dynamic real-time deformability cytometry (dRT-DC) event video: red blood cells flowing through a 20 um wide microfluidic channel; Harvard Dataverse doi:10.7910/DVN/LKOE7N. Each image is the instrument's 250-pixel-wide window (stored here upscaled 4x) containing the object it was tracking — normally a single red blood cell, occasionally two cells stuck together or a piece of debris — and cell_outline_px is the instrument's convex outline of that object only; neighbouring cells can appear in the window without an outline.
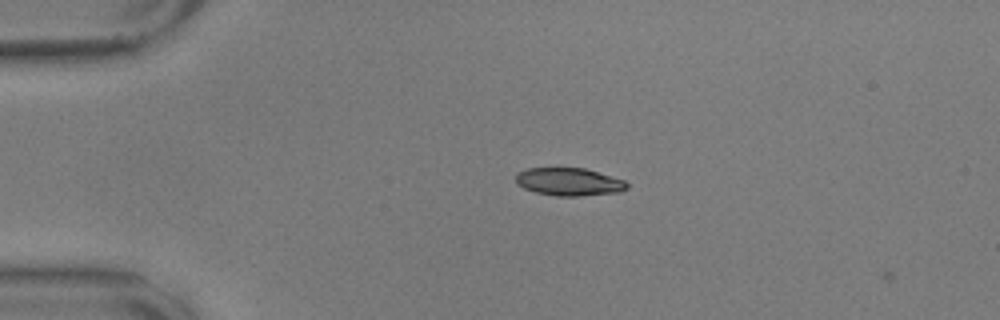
{"species": "common noctule bat (a hibernating species)", "species_latin": "Nyctalus noctula", "temperature_condition": "warm", "stored_images_in_passage": 6, "camera_frame_rate_fps": 3000, "um_per_image_px": 0.085, "animal": {"sex": "male", "body_mass_g": 17.9, "forearm_length_mm": 54.2}, "frame": {"image": 1, "passage_image": 5, "time_ms": 1.333, "image_size_px": [1000, 320], "cell_outline_px": [[628, 188], [620, 192], [580, 196], [556, 196], [536, 192], [524, 188], [516, 184], [516, 176], [520, 172], [528, 168], [584, 168], [624, 180], [628, 184]], "centroid_in_image_um": [48.38, 15.46], "position_along_channel_um": 36.6, "area_um2": 17.92}}